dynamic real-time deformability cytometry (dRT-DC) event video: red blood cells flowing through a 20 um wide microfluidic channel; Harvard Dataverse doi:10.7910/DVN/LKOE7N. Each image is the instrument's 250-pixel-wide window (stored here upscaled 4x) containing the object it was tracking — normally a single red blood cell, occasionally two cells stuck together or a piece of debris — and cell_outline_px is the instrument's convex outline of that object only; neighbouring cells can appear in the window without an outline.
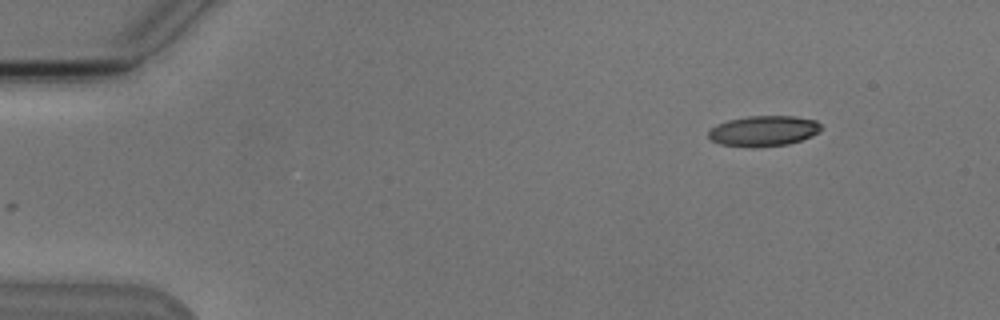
{"species": "Egyptian fruit bat (a non-hibernating species)", "species_latin": "Rousettus aegyptiacus", "temperature_condition": "cold", "stored_images_in_passage": 3, "camera_frame_rate_fps": 3000, "um_per_image_px": 0.085, "animal": {"sex": "male"}, "frame": {"image": 1, "passage_image": 3, "time_ms": 2.333, "image_size_px": [1000, 320], "cell_outline_px": [[820, 132], [812, 136], [788, 144], [720, 144], [712, 140], [708, 136], [708, 132], [716, 124], [728, 120], [748, 116], [792, 116], [816, 120], [820, 124]], "centroid_in_image_um": [64.94, 11.07], "position_along_channel_um": 20.1, "area_um2": 19.07}}